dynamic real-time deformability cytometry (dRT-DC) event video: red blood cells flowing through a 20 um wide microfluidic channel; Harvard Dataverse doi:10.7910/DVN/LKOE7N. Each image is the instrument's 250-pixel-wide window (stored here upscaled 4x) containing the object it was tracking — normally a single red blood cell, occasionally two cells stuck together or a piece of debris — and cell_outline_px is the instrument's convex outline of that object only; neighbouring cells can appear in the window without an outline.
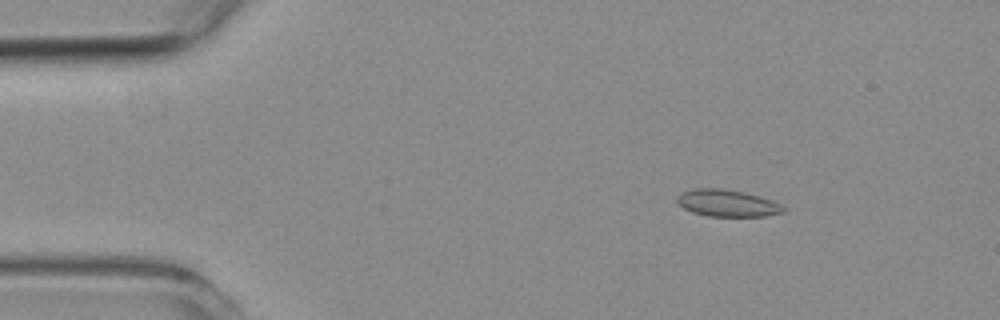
{"species": "common noctule bat (a hibernating species)", "species_latin": "Nyctalus noctula", "temperature_condition": "room temperature", "stored_images_in_passage": 14, "camera_frame_rate_fps": 3000, "um_per_image_px": 0.085, "animal": {"sex": "female", "body_mass_g": 19.3, "forearm_length_mm": 54.1}, "frame": {"image": 1, "passage_image": 2, "time_ms": 0.333, "image_size_px": [1000, 320], "cell_outline_px": [[788, 208], [784, 212], [764, 216], [708, 216], [692, 212], [684, 208], [676, 200], [676, 196], [684, 192], [696, 188], [720, 188], [744, 192], [760, 196], [772, 200]], "centroid_in_image_um": [61.85, 17.27], "position_along_channel_um": 23.2, "area_um2": 16.65}}
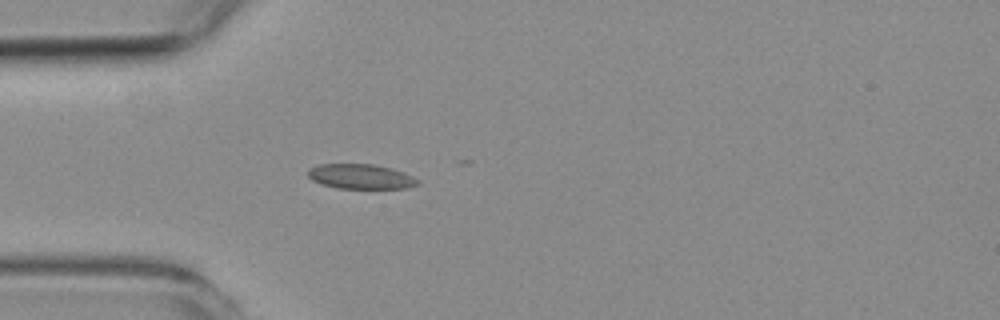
{"frame": {"image": 2, "passage_image": 10, "time_ms": 3.0, "image_size_px": [1000, 320], "cell_outline_px": [[420, 184], [408, 188], [336, 188], [320, 184], [312, 180], [308, 176], [308, 168], [320, 164], [372, 164], [392, 168], [404, 172], [420, 180]], "centroid_in_image_um": [30.67, 15.0], "position_along_channel_um": 54.3, "area_um2": 16.01}}
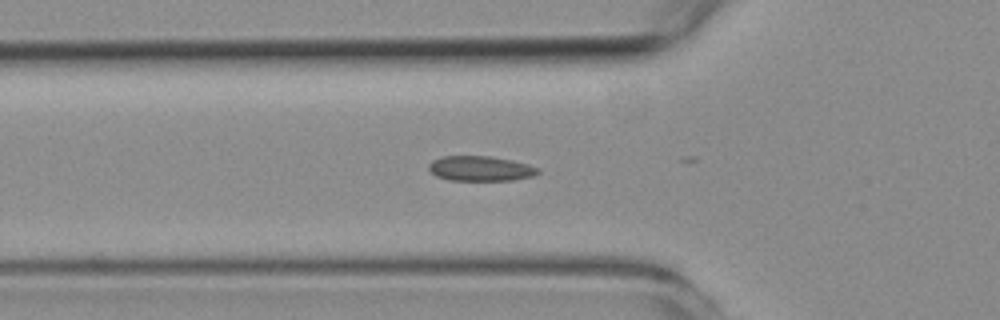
{"frame": {"image": 3, "passage_image": 13, "time_ms": 4.0, "image_size_px": [1000, 320], "cell_outline_px": [[540, 172], [532, 176], [512, 180], [448, 180], [436, 176], [428, 168], [428, 164], [432, 160], [444, 156], [492, 156], [512, 160], [528, 164], [540, 168]], "centroid_in_image_um": [40.84, 14.32], "position_along_channel_um": 85.0, "area_um2": 15.95}}